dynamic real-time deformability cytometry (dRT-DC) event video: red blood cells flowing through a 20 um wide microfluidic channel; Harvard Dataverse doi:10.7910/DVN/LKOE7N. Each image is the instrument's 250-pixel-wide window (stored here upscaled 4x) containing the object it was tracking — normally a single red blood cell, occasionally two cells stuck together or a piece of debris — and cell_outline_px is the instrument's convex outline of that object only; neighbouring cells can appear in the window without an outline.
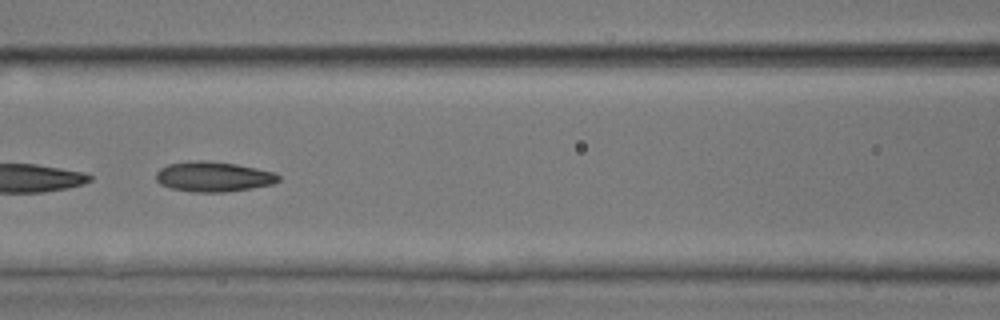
{"species": "common noctule bat (a hibernating species)", "species_latin": "Nyctalus noctula", "temperature_condition": "room temperature", "stored_images_in_passage": 29, "camera_frame_rate_fps": 3000, "um_per_image_px": 0.085, "animal": {"sex": "male", "body_mass_g": 17.9, "forearm_length_mm": 54.2}, "frame": {"image": 1, "passage_image": 25, "time_ms": 8.0, "image_size_px": [1000, 320], "cell_outline_px": [[280, 180], [272, 184], [252, 188], [224, 192], [192, 192], [172, 188], [160, 184], [156, 180], [156, 172], [160, 168], [168, 164], [192, 160], [204, 160], [236, 164], [276, 172], [280, 176]], "centroid_in_image_um": [18.14, 15.01], "position_along_channel_um": 148.5, "area_um2": 21.56}}